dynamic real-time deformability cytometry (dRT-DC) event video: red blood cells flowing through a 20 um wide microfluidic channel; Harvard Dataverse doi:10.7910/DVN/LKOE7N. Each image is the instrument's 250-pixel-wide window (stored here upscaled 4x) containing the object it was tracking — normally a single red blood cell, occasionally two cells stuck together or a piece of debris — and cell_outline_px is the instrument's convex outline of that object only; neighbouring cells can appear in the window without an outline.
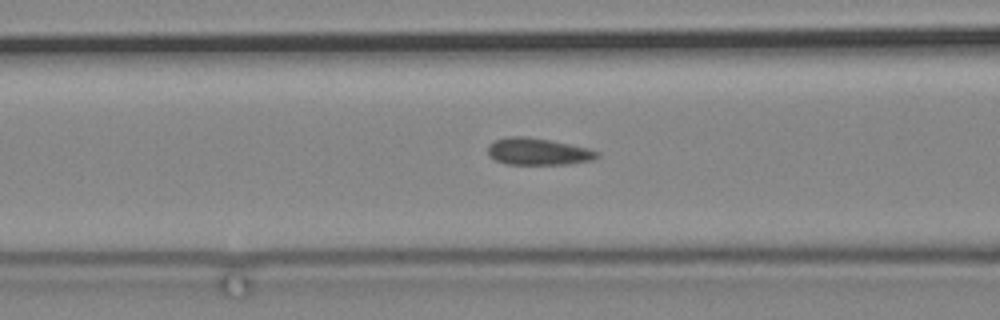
{"species": "common noctule bat (a hibernating species)", "species_latin": "Nyctalus noctula", "temperature_condition": "cold", "stored_images_in_passage": 60, "camera_frame_rate_fps": 3000, "um_per_image_px": 0.085, "animal": {"sex": "male", "body_mass_g": 19.2, "forearm_length_mm": 51.8}, "frame": {"image": 1, "passage_image": 23, "time_ms": 7.333, "image_size_px": [1000, 320], "cell_outline_px": [[600, 156], [592, 160], [568, 164], [508, 164], [496, 160], [488, 156], [488, 144], [496, 140], [508, 136], [524, 136], [552, 140], [588, 148], [600, 152]], "centroid_in_image_um": [45.74, 12.88], "position_along_channel_um": 120.9, "area_um2": 17.22}}
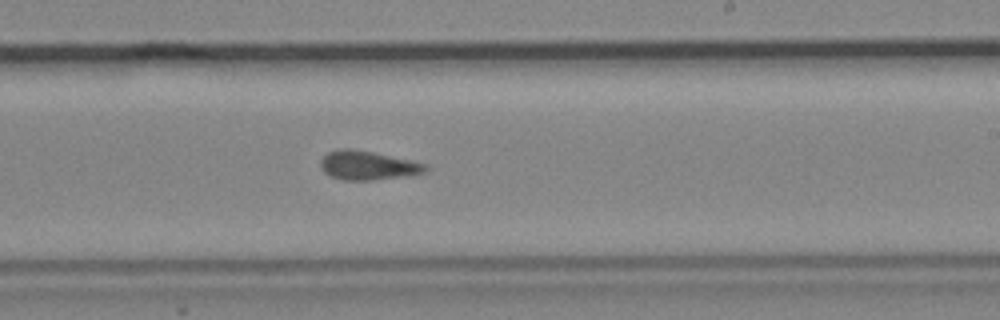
{"frame": {"image": 2, "passage_image": 36, "time_ms": 11.667, "image_size_px": [1000, 320], "cell_outline_px": [[428, 172], [408, 176], [372, 180], [344, 180], [328, 176], [320, 168], [320, 160], [328, 152], [340, 148], [352, 148], [412, 160], [428, 164]], "centroid_in_image_um": [31.28, 14.06], "position_along_channel_um": 257.7, "area_um2": 18.03}}
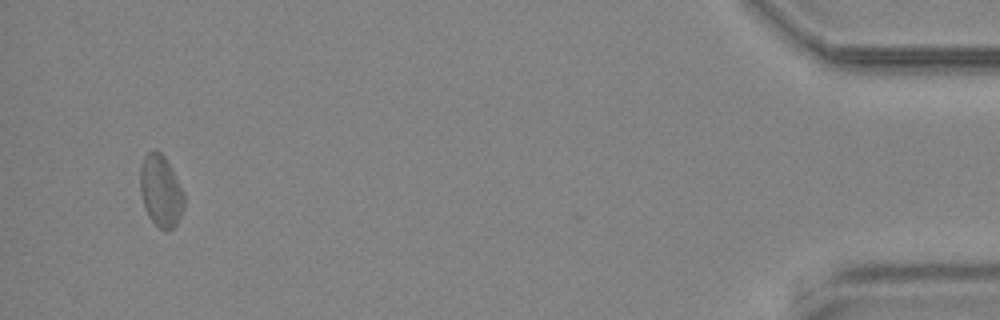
{"frame": {"image": 3, "passage_image": 59, "time_ms": 19.333, "image_size_px": [1000, 320], "cell_outline_px": [[184, 208], [176, 224], [168, 232], [160, 228], [148, 216], [140, 192], [140, 168], [144, 156], [148, 152], [156, 148], [164, 156], [184, 196]], "centroid_in_image_um": [13.64, 16.24], "position_along_channel_um": 421.6, "area_um2": 17.98}}